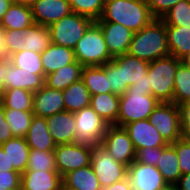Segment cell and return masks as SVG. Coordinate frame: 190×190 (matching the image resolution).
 <instances>
[{
  "mask_svg": "<svg viewBox=\"0 0 190 190\" xmlns=\"http://www.w3.org/2000/svg\"><path fill=\"white\" fill-rule=\"evenodd\" d=\"M62 92L66 111L74 113L90 106L91 95L82 79L72 83Z\"/></svg>",
  "mask_w": 190,
  "mask_h": 190,
  "instance_id": "obj_30",
  "label": "cell"
},
{
  "mask_svg": "<svg viewBox=\"0 0 190 190\" xmlns=\"http://www.w3.org/2000/svg\"><path fill=\"white\" fill-rule=\"evenodd\" d=\"M34 24L31 6L12 3L0 20V27L6 30H26Z\"/></svg>",
  "mask_w": 190,
  "mask_h": 190,
  "instance_id": "obj_25",
  "label": "cell"
},
{
  "mask_svg": "<svg viewBox=\"0 0 190 190\" xmlns=\"http://www.w3.org/2000/svg\"><path fill=\"white\" fill-rule=\"evenodd\" d=\"M102 188L127 177L128 167L117 162L102 144L91 147V162Z\"/></svg>",
  "mask_w": 190,
  "mask_h": 190,
  "instance_id": "obj_8",
  "label": "cell"
},
{
  "mask_svg": "<svg viewBox=\"0 0 190 190\" xmlns=\"http://www.w3.org/2000/svg\"><path fill=\"white\" fill-rule=\"evenodd\" d=\"M63 182L69 187L78 190H102L91 164L69 171L63 176Z\"/></svg>",
  "mask_w": 190,
  "mask_h": 190,
  "instance_id": "obj_29",
  "label": "cell"
},
{
  "mask_svg": "<svg viewBox=\"0 0 190 190\" xmlns=\"http://www.w3.org/2000/svg\"><path fill=\"white\" fill-rule=\"evenodd\" d=\"M6 56L0 57V98L5 91Z\"/></svg>",
  "mask_w": 190,
  "mask_h": 190,
  "instance_id": "obj_50",
  "label": "cell"
},
{
  "mask_svg": "<svg viewBox=\"0 0 190 190\" xmlns=\"http://www.w3.org/2000/svg\"><path fill=\"white\" fill-rule=\"evenodd\" d=\"M180 109V122L182 138L190 140V101L178 105Z\"/></svg>",
  "mask_w": 190,
  "mask_h": 190,
  "instance_id": "obj_46",
  "label": "cell"
},
{
  "mask_svg": "<svg viewBox=\"0 0 190 190\" xmlns=\"http://www.w3.org/2000/svg\"><path fill=\"white\" fill-rule=\"evenodd\" d=\"M154 19L146 0H105L102 16L95 22L118 23L136 33Z\"/></svg>",
  "mask_w": 190,
  "mask_h": 190,
  "instance_id": "obj_1",
  "label": "cell"
},
{
  "mask_svg": "<svg viewBox=\"0 0 190 190\" xmlns=\"http://www.w3.org/2000/svg\"><path fill=\"white\" fill-rule=\"evenodd\" d=\"M44 76L76 61L74 49L51 43L41 53Z\"/></svg>",
  "mask_w": 190,
  "mask_h": 190,
  "instance_id": "obj_22",
  "label": "cell"
},
{
  "mask_svg": "<svg viewBox=\"0 0 190 190\" xmlns=\"http://www.w3.org/2000/svg\"><path fill=\"white\" fill-rule=\"evenodd\" d=\"M75 59L83 67L102 66L111 61L101 28L94 22L74 48Z\"/></svg>",
  "mask_w": 190,
  "mask_h": 190,
  "instance_id": "obj_4",
  "label": "cell"
},
{
  "mask_svg": "<svg viewBox=\"0 0 190 190\" xmlns=\"http://www.w3.org/2000/svg\"><path fill=\"white\" fill-rule=\"evenodd\" d=\"M182 63L190 69V53H188L186 57L182 59Z\"/></svg>",
  "mask_w": 190,
  "mask_h": 190,
  "instance_id": "obj_57",
  "label": "cell"
},
{
  "mask_svg": "<svg viewBox=\"0 0 190 190\" xmlns=\"http://www.w3.org/2000/svg\"><path fill=\"white\" fill-rule=\"evenodd\" d=\"M74 13L89 17L94 21L101 18L105 0H68Z\"/></svg>",
  "mask_w": 190,
  "mask_h": 190,
  "instance_id": "obj_39",
  "label": "cell"
},
{
  "mask_svg": "<svg viewBox=\"0 0 190 190\" xmlns=\"http://www.w3.org/2000/svg\"><path fill=\"white\" fill-rule=\"evenodd\" d=\"M166 147L167 146H159L156 148L145 147L137 150L135 161L147 165L156 166L158 163L159 154H161Z\"/></svg>",
  "mask_w": 190,
  "mask_h": 190,
  "instance_id": "obj_43",
  "label": "cell"
},
{
  "mask_svg": "<svg viewBox=\"0 0 190 190\" xmlns=\"http://www.w3.org/2000/svg\"><path fill=\"white\" fill-rule=\"evenodd\" d=\"M65 111L64 97L61 90L52 89L45 84L34 92L33 114L47 118Z\"/></svg>",
  "mask_w": 190,
  "mask_h": 190,
  "instance_id": "obj_16",
  "label": "cell"
},
{
  "mask_svg": "<svg viewBox=\"0 0 190 190\" xmlns=\"http://www.w3.org/2000/svg\"><path fill=\"white\" fill-rule=\"evenodd\" d=\"M166 26L190 27V0H180L162 18Z\"/></svg>",
  "mask_w": 190,
  "mask_h": 190,
  "instance_id": "obj_37",
  "label": "cell"
},
{
  "mask_svg": "<svg viewBox=\"0 0 190 190\" xmlns=\"http://www.w3.org/2000/svg\"><path fill=\"white\" fill-rule=\"evenodd\" d=\"M101 67L106 71L111 93H114L117 96H122L124 92L122 91L121 69H118L111 61Z\"/></svg>",
  "mask_w": 190,
  "mask_h": 190,
  "instance_id": "obj_41",
  "label": "cell"
},
{
  "mask_svg": "<svg viewBox=\"0 0 190 190\" xmlns=\"http://www.w3.org/2000/svg\"><path fill=\"white\" fill-rule=\"evenodd\" d=\"M9 171V159L0 145V172Z\"/></svg>",
  "mask_w": 190,
  "mask_h": 190,
  "instance_id": "obj_52",
  "label": "cell"
},
{
  "mask_svg": "<svg viewBox=\"0 0 190 190\" xmlns=\"http://www.w3.org/2000/svg\"><path fill=\"white\" fill-rule=\"evenodd\" d=\"M81 79L91 96L111 93L106 71L101 66L83 67Z\"/></svg>",
  "mask_w": 190,
  "mask_h": 190,
  "instance_id": "obj_31",
  "label": "cell"
},
{
  "mask_svg": "<svg viewBox=\"0 0 190 190\" xmlns=\"http://www.w3.org/2000/svg\"><path fill=\"white\" fill-rule=\"evenodd\" d=\"M59 190H78L72 187H69L68 185H66L64 182H62L60 189Z\"/></svg>",
  "mask_w": 190,
  "mask_h": 190,
  "instance_id": "obj_58",
  "label": "cell"
},
{
  "mask_svg": "<svg viewBox=\"0 0 190 190\" xmlns=\"http://www.w3.org/2000/svg\"><path fill=\"white\" fill-rule=\"evenodd\" d=\"M160 102L151 95L139 91H126L119 100L118 126L133 121L146 120Z\"/></svg>",
  "mask_w": 190,
  "mask_h": 190,
  "instance_id": "obj_7",
  "label": "cell"
},
{
  "mask_svg": "<svg viewBox=\"0 0 190 190\" xmlns=\"http://www.w3.org/2000/svg\"><path fill=\"white\" fill-rule=\"evenodd\" d=\"M180 0H146L155 19H161Z\"/></svg>",
  "mask_w": 190,
  "mask_h": 190,
  "instance_id": "obj_45",
  "label": "cell"
},
{
  "mask_svg": "<svg viewBox=\"0 0 190 190\" xmlns=\"http://www.w3.org/2000/svg\"><path fill=\"white\" fill-rule=\"evenodd\" d=\"M10 62L25 71L32 74L44 75L41 54L34 51L21 50L9 56Z\"/></svg>",
  "mask_w": 190,
  "mask_h": 190,
  "instance_id": "obj_35",
  "label": "cell"
},
{
  "mask_svg": "<svg viewBox=\"0 0 190 190\" xmlns=\"http://www.w3.org/2000/svg\"><path fill=\"white\" fill-rule=\"evenodd\" d=\"M34 93L23 89H6L0 98V103L4 109L19 111H33Z\"/></svg>",
  "mask_w": 190,
  "mask_h": 190,
  "instance_id": "obj_33",
  "label": "cell"
},
{
  "mask_svg": "<svg viewBox=\"0 0 190 190\" xmlns=\"http://www.w3.org/2000/svg\"><path fill=\"white\" fill-rule=\"evenodd\" d=\"M57 172L63 177L69 171L90 165L91 147L81 144H59L54 149Z\"/></svg>",
  "mask_w": 190,
  "mask_h": 190,
  "instance_id": "obj_11",
  "label": "cell"
},
{
  "mask_svg": "<svg viewBox=\"0 0 190 190\" xmlns=\"http://www.w3.org/2000/svg\"><path fill=\"white\" fill-rule=\"evenodd\" d=\"M124 129L128 132L135 151L145 147L156 148L169 145L148 119L128 123Z\"/></svg>",
  "mask_w": 190,
  "mask_h": 190,
  "instance_id": "obj_13",
  "label": "cell"
},
{
  "mask_svg": "<svg viewBox=\"0 0 190 190\" xmlns=\"http://www.w3.org/2000/svg\"><path fill=\"white\" fill-rule=\"evenodd\" d=\"M34 0H11L12 3L31 6Z\"/></svg>",
  "mask_w": 190,
  "mask_h": 190,
  "instance_id": "obj_55",
  "label": "cell"
},
{
  "mask_svg": "<svg viewBox=\"0 0 190 190\" xmlns=\"http://www.w3.org/2000/svg\"><path fill=\"white\" fill-rule=\"evenodd\" d=\"M181 62L182 60L168 55L149 63V88L159 102H173L175 74Z\"/></svg>",
  "mask_w": 190,
  "mask_h": 190,
  "instance_id": "obj_3",
  "label": "cell"
},
{
  "mask_svg": "<svg viewBox=\"0 0 190 190\" xmlns=\"http://www.w3.org/2000/svg\"><path fill=\"white\" fill-rule=\"evenodd\" d=\"M33 117V111L5 109V119L14 137L25 138Z\"/></svg>",
  "mask_w": 190,
  "mask_h": 190,
  "instance_id": "obj_34",
  "label": "cell"
},
{
  "mask_svg": "<svg viewBox=\"0 0 190 190\" xmlns=\"http://www.w3.org/2000/svg\"><path fill=\"white\" fill-rule=\"evenodd\" d=\"M170 55L182 60L190 53V27L166 26Z\"/></svg>",
  "mask_w": 190,
  "mask_h": 190,
  "instance_id": "obj_27",
  "label": "cell"
},
{
  "mask_svg": "<svg viewBox=\"0 0 190 190\" xmlns=\"http://www.w3.org/2000/svg\"><path fill=\"white\" fill-rule=\"evenodd\" d=\"M111 62L121 69L122 91L125 93L127 88L148 74L149 62L129 55L128 53L113 57Z\"/></svg>",
  "mask_w": 190,
  "mask_h": 190,
  "instance_id": "obj_17",
  "label": "cell"
},
{
  "mask_svg": "<svg viewBox=\"0 0 190 190\" xmlns=\"http://www.w3.org/2000/svg\"><path fill=\"white\" fill-rule=\"evenodd\" d=\"M94 22L89 17L71 12L48 27L51 41L53 44L74 49Z\"/></svg>",
  "mask_w": 190,
  "mask_h": 190,
  "instance_id": "obj_5",
  "label": "cell"
},
{
  "mask_svg": "<svg viewBox=\"0 0 190 190\" xmlns=\"http://www.w3.org/2000/svg\"><path fill=\"white\" fill-rule=\"evenodd\" d=\"M31 10L34 23L46 27L72 12L68 0H34Z\"/></svg>",
  "mask_w": 190,
  "mask_h": 190,
  "instance_id": "obj_14",
  "label": "cell"
},
{
  "mask_svg": "<svg viewBox=\"0 0 190 190\" xmlns=\"http://www.w3.org/2000/svg\"><path fill=\"white\" fill-rule=\"evenodd\" d=\"M83 66L75 61L61 69L45 76V85L52 89L63 91L72 83L81 79Z\"/></svg>",
  "mask_w": 190,
  "mask_h": 190,
  "instance_id": "obj_28",
  "label": "cell"
},
{
  "mask_svg": "<svg viewBox=\"0 0 190 190\" xmlns=\"http://www.w3.org/2000/svg\"><path fill=\"white\" fill-rule=\"evenodd\" d=\"M46 119L49 132L56 145L74 143L76 130L73 112L65 110Z\"/></svg>",
  "mask_w": 190,
  "mask_h": 190,
  "instance_id": "obj_19",
  "label": "cell"
},
{
  "mask_svg": "<svg viewBox=\"0 0 190 190\" xmlns=\"http://www.w3.org/2000/svg\"><path fill=\"white\" fill-rule=\"evenodd\" d=\"M45 84V76L32 74L19 67L14 66L9 57H6V89H23L31 92L38 91Z\"/></svg>",
  "mask_w": 190,
  "mask_h": 190,
  "instance_id": "obj_18",
  "label": "cell"
},
{
  "mask_svg": "<svg viewBox=\"0 0 190 190\" xmlns=\"http://www.w3.org/2000/svg\"><path fill=\"white\" fill-rule=\"evenodd\" d=\"M1 146L9 159V171H17L22 174L27 169L30 152L26 139L13 137Z\"/></svg>",
  "mask_w": 190,
  "mask_h": 190,
  "instance_id": "obj_23",
  "label": "cell"
},
{
  "mask_svg": "<svg viewBox=\"0 0 190 190\" xmlns=\"http://www.w3.org/2000/svg\"><path fill=\"white\" fill-rule=\"evenodd\" d=\"M170 145L176 150L182 175L190 173V140L180 138Z\"/></svg>",
  "mask_w": 190,
  "mask_h": 190,
  "instance_id": "obj_40",
  "label": "cell"
},
{
  "mask_svg": "<svg viewBox=\"0 0 190 190\" xmlns=\"http://www.w3.org/2000/svg\"><path fill=\"white\" fill-rule=\"evenodd\" d=\"M176 185L178 190H190V173L181 175Z\"/></svg>",
  "mask_w": 190,
  "mask_h": 190,
  "instance_id": "obj_51",
  "label": "cell"
},
{
  "mask_svg": "<svg viewBox=\"0 0 190 190\" xmlns=\"http://www.w3.org/2000/svg\"><path fill=\"white\" fill-rule=\"evenodd\" d=\"M6 56V48L4 45V33L3 29L0 27V57Z\"/></svg>",
  "mask_w": 190,
  "mask_h": 190,
  "instance_id": "obj_54",
  "label": "cell"
},
{
  "mask_svg": "<svg viewBox=\"0 0 190 190\" xmlns=\"http://www.w3.org/2000/svg\"><path fill=\"white\" fill-rule=\"evenodd\" d=\"M21 190V174L17 171L0 172V190Z\"/></svg>",
  "mask_w": 190,
  "mask_h": 190,
  "instance_id": "obj_44",
  "label": "cell"
},
{
  "mask_svg": "<svg viewBox=\"0 0 190 190\" xmlns=\"http://www.w3.org/2000/svg\"><path fill=\"white\" fill-rule=\"evenodd\" d=\"M13 134L9 127V124L5 119V109L0 103V145L7 142L9 139L13 138Z\"/></svg>",
  "mask_w": 190,
  "mask_h": 190,
  "instance_id": "obj_47",
  "label": "cell"
},
{
  "mask_svg": "<svg viewBox=\"0 0 190 190\" xmlns=\"http://www.w3.org/2000/svg\"><path fill=\"white\" fill-rule=\"evenodd\" d=\"M57 171L54 151L30 149L25 171Z\"/></svg>",
  "mask_w": 190,
  "mask_h": 190,
  "instance_id": "obj_38",
  "label": "cell"
},
{
  "mask_svg": "<svg viewBox=\"0 0 190 190\" xmlns=\"http://www.w3.org/2000/svg\"><path fill=\"white\" fill-rule=\"evenodd\" d=\"M120 96L114 93L91 96L90 107L109 125L118 126Z\"/></svg>",
  "mask_w": 190,
  "mask_h": 190,
  "instance_id": "obj_24",
  "label": "cell"
},
{
  "mask_svg": "<svg viewBox=\"0 0 190 190\" xmlns=\"http://www.w3.org/2000/svg\"><path fill=\"white\" fill-rule=\"evenodd\" d=\"M156 167L167 184H176L182 175L176 150L170 144L159 154Z\"/></svg>",
  "mask_w": 190,
  "mask_h": 190,
  "instance_id": "obj_32",
  "label": "cell"
},
{
  "mask_svg": "<svg viewBox=\"0 0 190 190\" xmlns=\"http://www.w3.org/2000/svg\"><path fill=\"white\" fill-rule=\"evenodd\" d=\"M25 139L30 149L54 151L57 146L49 132L47 119L35 115Z\"/></svg>",
  "mask_w": 190,
  "mask_h": 190,
  "instance_id": "obj_21",
  "label": "cell"
},
{
  "mask_svg": "<svg viewBox=\"0 0 190 190\" xmlns=\"http://www.w3.org/2000/svg\"><path fill=\"white\" fill-rule=\"evenodd\" d=\"M4 33V45L6 48V57H9L15 52L21 51V45L23 41L22 30H6L3 29Z\"/></svg>",
  "mask_w": 190,
  "mask_h": 190,
  "instance_id": "obj_42",
  "label": "cell"
},
{
  "mask_svg": "<svg viewBox=\"0 0 190 190\" xmlns=\"http://www.w3.org/2000/svg\"><path fill=\"white\" fill-rule=\"evenodd\" d=\"M186 101H190V69L181 62L175 74L173 103L179 105Z\"/></svg>",
  "mask_w": 190,
  "mask_h": 190,
  "instance_id": "obj_36",
  "label": "cell"
},
{
  "mask_svg": "<svg viewBox=\"0 0 190 190\" xmlns=\"http://www.w3.org/2000/svg\"><path fill=\"white\" fill-rule=\"evenodd\" d=\"M127 53L149 63L170 55L164 22L154 19L134 33Z\"/></svg>",
  "mask_w": 190,
  "mask_h": 190,
  "instance_id": "obj_2",
  "label": "cell"
},
{
  "mask_svg": "<svg viewBox=\"0 0 190 190\" xmlns=\"http://www.w3.org/2000/svg\"><path fill=\"white\" fill-rule=\"evenodd\" d=\"M101 144L117 162L127 167L135 160L136 151L124 127L109 125Z\"/></svg>",
  "mask_w": 190,
  "mask_h": 190,
  "instance_id": "obj_10",
  "label": "cell"
},
{
  "mask_svg": "<svg viewBox=\"0 0 190 190\" xmlns=\"http://www.w3.org/2000/svg\"><path fill=\"white\" fill-rule=\"evenodd\" d=\"M102 31L107 49L112 57L128 52L134 32L129 28L112 22H95Z\"/></svg>",
  "mask_w": 190,
  "mask_h": 190,
  "instance_id": "obj_15",
  "label": "cell"
},
{
  "mask_svg": "<svg viewBox=\"0 0 190 190\" xmlns=\"http://www.w3.org/2000/svg\"><path fill=\"white\" fill-rule=\"evenodd\" d=\"M63 177L57 171H24L21 190H59Z\"/></svg>",
  "mask_w": 190,
  "mask_h": 190,
  "instance_id": "obj_20",
  "label": "cell"
},
{
  "mask_svg": "<svg viewBox=\"0 0 190 190\" xmlns=\"http://www.w3.org/2000/svg\"><path fill=\"white\" fill-rule=\"evenodd\" d=\"M160 190H178L176 184H167L165 187L161 188Z\"/></svg>",
  "mask_w": 190,
  "mask_h": 190,
  "instance_id": "obj_56",
  "label": "cell"
},
{
  "mask_svg": "<svg viewBox=\"0 0 190 190\" xmlns=\"http://www.w3.org/2000/svg\"><path fill=\"white\" fill-rule=\"evenodd\" d=\"M126 91H133V92L139 91V92H142V95H151L152 96L151 88H149L148 74L145 75L143 79L136 82L133 86L128 87Z\"/></svg>",
  "mask_w": 190,
  "mask_h": 190,
  "instance_id": "obj_48",
  "label": "cell"
},
{
  "mask_svg": "<svg viewBox=\"0 0 190 190\" xmlns=\"http://www.w3.org/2000/svg\"><path fill=\"white\" fill-rule=\"evenodd\" d=\"M148 120L168 144L182 138L180 109L175 103L160 102Z\"/></svg>",
  "mask_w": 190,
  "mask_h": 190,
  "instance_id": "obj_9",
  "label": "cell"
},
{
  "mask_svg": "<svg viewBox=\"0 0 190 190\" xmlns=\"http://www.w3.org/2000/svg\"><path fill=\"white\" fill-rule=\"evenodd\" d=\"M51 43L49 28L34 23L23 31L21 50L34 51L41 54Z\"/></svg>",
  "mask_w": 190,
  "mask_h": 190,
  "instance_id": "obj_26",
  "label": "cell"
},
{
  "mask_svg": "<svg viewBox=\"0 0 190 190\" xmlns=\"http://www.w3.org/2000/svg\"><path fill=\"white\" fill-rule=\"evenodd\" d=\"M127 177L132 190H160L167 185L156 166L136 162L128 166Z\"/></svg>",
  "mask_w": 190,
  "mask_h": 190,
  "instance_id": "obj_12",
  "label": "cell"
},
{
  "mask_svg": "<svg viewBox=\"0 0 190 190\" xmlns=\"http://www.w3.org/2000/svg\"><path fill=\"white\" fill-rule=\"evenodd\" d=\"M74 143L94 146L101 144L106 133L107 124L90 106L74 112Z\"/></svg>",
  "mask_w": 190,
  "mask_h": 190,
  "instance_id": "obj_6",
  "label": "cell"
},
{
  "mask_svg": "<svg viewBox=\"0 0 190 190\" xmlns=\"http://www.w3.org/2000/svg\"><path fill=\"white\" fill-rule=\"evenodd\" d=\"M12 4L11 0H0V20L4 14L8 11L10 5Z\"/></svg>",
  "mask_w": 190,
  "mask_h": 190,
  "instance_id": "obj_53",
  "label": "cell"
},
{
  "mask_svg": "<svg viewBox=\"0 0 190 190\" xmlns=\"http://www.w3.org/2000/svg\"><path fill=\"white\" fill-rule=\"evenodd\" d=\"M102 190H132L128 177L113 183L110 186L102 188Z\"/></svg>",
  "mask_w": 190,
  "mask_h": 190,
  "instance_id": "obj_49",
  "label": "cell"
}]
</instances>
